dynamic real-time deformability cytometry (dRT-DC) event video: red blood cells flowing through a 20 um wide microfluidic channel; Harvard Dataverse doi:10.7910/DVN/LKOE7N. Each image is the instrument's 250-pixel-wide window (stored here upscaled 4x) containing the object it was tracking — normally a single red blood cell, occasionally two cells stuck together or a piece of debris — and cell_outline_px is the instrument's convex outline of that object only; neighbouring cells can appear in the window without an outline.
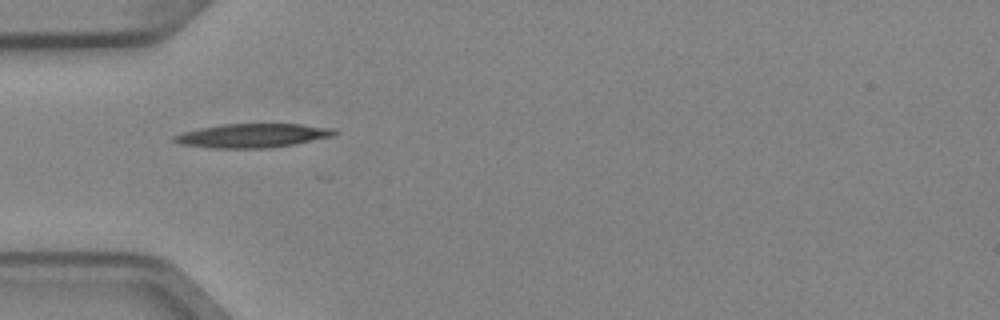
{"species": "Egyptian fruit bat (a non-hibernating species)", "species_latin": "Rousettus aegyptiacus", "temperature_condition": "cold", "stored_images_in_passage": 4, "camera_frame_rate_fps": 3000, "um_per_image_px": 0.085, "animal": {"sex": "female"}, "frame": {"image": 1, "passage_image": 1, "time_ms": 0.0, "image_size_px": [1000, 320], "cell_outline_px": [[336, 132], [332, 136], [292, 144], [268, 148], [212, 148], [180, 144], [172, 140], [172, 136], [184, 132], [200, 128], [220, 124], [300, 124], [332, 128]], "centroid_in_image_um": [21.4, 11.52], "position_along_channel_um": 63.6, "area_um2": 22.08}}
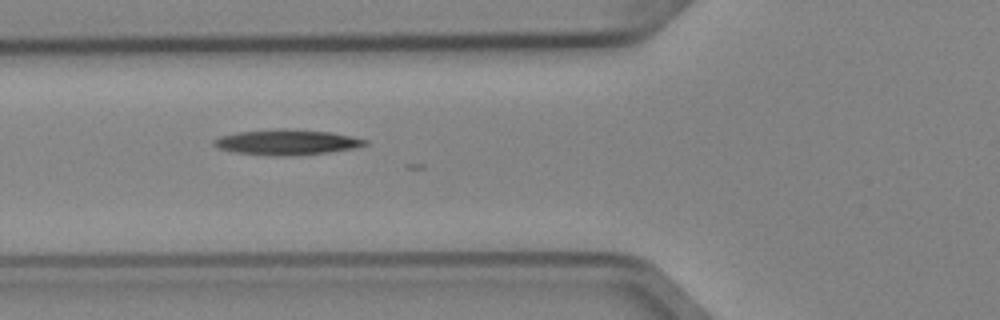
{"frame": {"image": 2, "passage_image": 2, "time_ms": 0.333, "image_size_px": [1000, 320], "cell_outline_px": [[368, 144], [356, 148], [328, 152], [296, 156], [272, 156], [236, 152], [220, 148], [212, 144], [212, 140], [220, 136], [236, 132], [284, 128], [328, 132], [368, 140]], "centroid_in_image_um": [24.36, 12.09], "position_along_channel_um": 101.4, "area_um2": 22.31}}
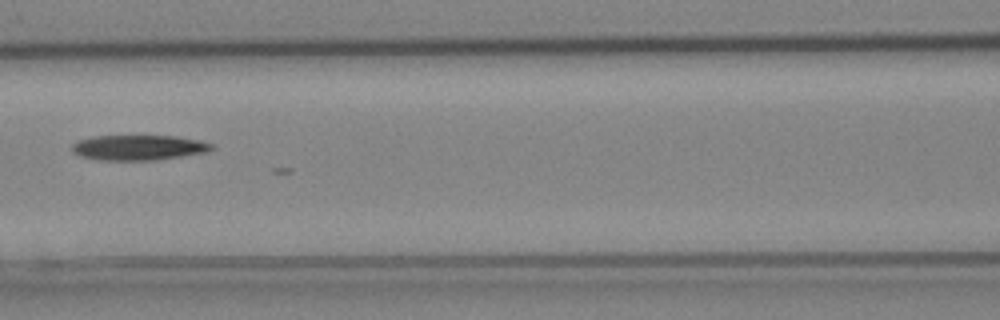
{"frame": {"image": 3, "passage_image": 3, "time_ms": 0.667, "image_size_px": [1000, 320], "cell_outline_px": [[216, 148], [208, 152], [184, 156], [156, 160], [100, 160], [80, 156], [72, 152], [72, 144], [80, 140], [96, 136], [176, 136], [200, 140], [216, 144]], "centroid_in_image_um": [11.86, 12.55], "position_along_channel_um": 154.7, "area_um2": 20.69}}